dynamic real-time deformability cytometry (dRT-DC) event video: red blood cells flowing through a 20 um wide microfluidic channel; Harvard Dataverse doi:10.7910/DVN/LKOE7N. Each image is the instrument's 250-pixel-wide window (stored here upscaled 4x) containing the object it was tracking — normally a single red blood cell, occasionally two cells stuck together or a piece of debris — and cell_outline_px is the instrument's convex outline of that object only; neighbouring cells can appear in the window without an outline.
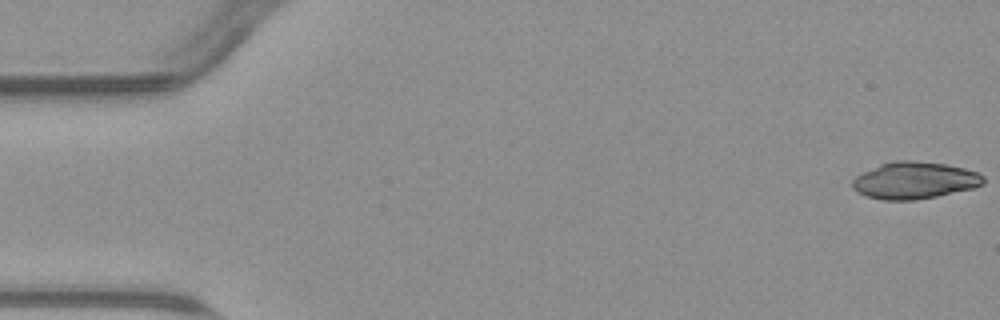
{"species": "common noctule bat (a hibernating species)", "species_latin": "Nyctalus noctula", "temperature_condition": "warm", "stored_images_in_passage": 54, "camera_frame_rate_fps": 3000, "um_per_image_px": 0.085, "animal": {"sex": "male", "body_mass_g": 23.1, "forearm_length_mm": 52.7}, "frame": {"image": 1, "passage_image": 1, "time_ms": 0.0, "image_size_px": [1000, 320], "cell_outline_px": [[984, 184], [972, 188], [936, 196], [916, 200], [880, 200], [856, 192], [852, 188], [852, 180], [856, 176], [880, 164], [896, 160], [912, 160], [944, 164], [964, 168], [976, 172], [984, 176]], "centroid_in_image_um": [77.71, 15.34], "position_along_channel_um": 7.3, "area_um2": 28.09}}